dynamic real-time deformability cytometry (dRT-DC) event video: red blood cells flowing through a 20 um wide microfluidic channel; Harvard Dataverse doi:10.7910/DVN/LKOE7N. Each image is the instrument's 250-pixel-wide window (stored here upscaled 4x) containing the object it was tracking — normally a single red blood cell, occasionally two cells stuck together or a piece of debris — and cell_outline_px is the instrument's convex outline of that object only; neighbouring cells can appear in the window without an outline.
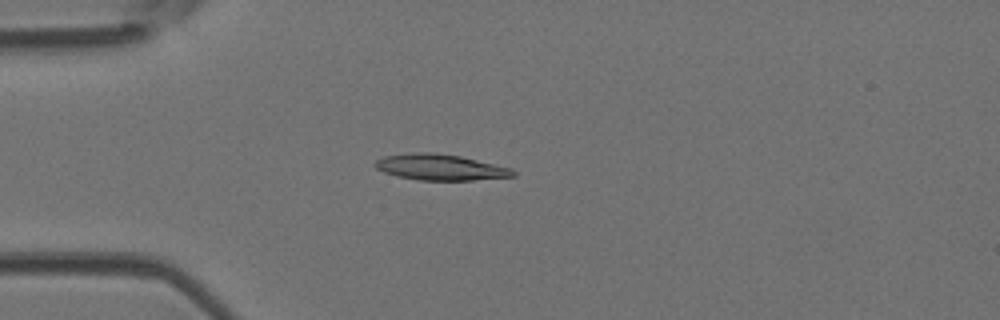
{"species": "Egyptian fruit bat (a non-hibernating species)", "species_latin": "Rousettus aegyptiacus", "temperature_condition": "room temperature", "stored_images_in_passage": 37, "camera_frame_rate_fps": 3000, "um_per_image_px": 0.085, "animal": {"sex": "female"}, "frame": {"image": 1, "passage_image": 1, "time_ms": 0.0, "image_size_px": [1000, 320], "cell_outline_px": [[516, 176], [472, 180], [420, 180], [396, 176], [384, 172], [376, 168], [372, 164], [376, 160], [384, 156], [412, 152], [432, 152], [460, 156], [512, 168], [516, 172]], "centroid_in_image_um": [37.41, 14.21], "position_along_channel_um": 47.6, "area_um2": 20.92}}
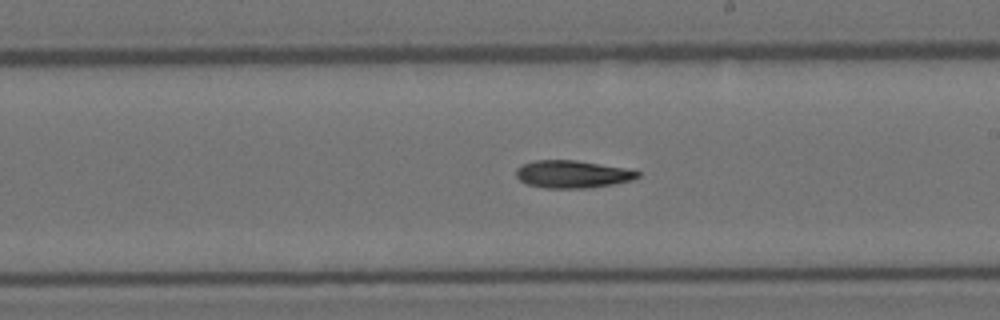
{"frame": {"image": 2, "passage_image": 16, "time_ms": 5.0, "image_size_px": [1000, 320], "cell_outline_px": [[640, 176], [632, 180], [592, 188], [544, 188], [528, 184], [520, 180], [516, 176], [516, 168], [532, 160], [576, 160], [624, 168], [640, 172]], "centroid_in_image_um": [48.64, 14.81], "position_along_channel_um": 240.4, "area_um2": 19.48}}
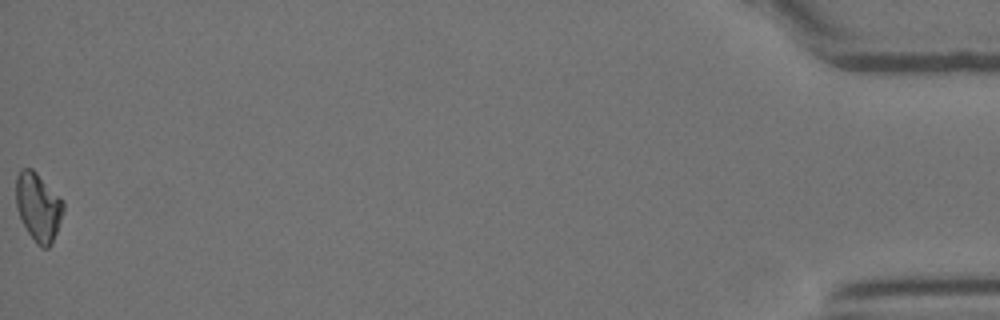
{"frame": {"image": 3, "passage_image": 37, "time_ms": 12.0, "image_size_px": [1000, 320], "cell_outline_px": [[64, 208], [56, 232], [48, 248], [40, 248], [36, 244], [28, 232], [16, 208], [16, 176], [20, 168], [32, 168], [36, 172], [64, 204]], "centroid_in_image_um": [3.21, 17.58], "position_along_channel_um": 432.0, "area_um2": 18.38}}